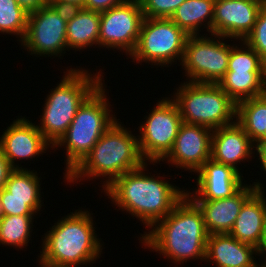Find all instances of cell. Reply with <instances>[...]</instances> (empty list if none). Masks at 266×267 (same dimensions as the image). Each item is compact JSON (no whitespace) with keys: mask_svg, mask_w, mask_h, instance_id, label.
<instances>
[{"mask_svg":"<svg viewBox=\"0 0 266 267\" xmlns=\"http://www.w3.org/2000/svg\"><path fill=\"white\" fill-rule=\"evenodd\" d=\"M146 165L148 166L147 162L122 174L107 186L104 192L119 210H126L135 216L150 231V228L173 210L187 192L162 180L161 176H149L144 172L147 169Z\"/></svg>","mask_w":266,"mask_h":267,"instance_id":"1","label":"cell"},{"mask_svg":"<svg viewBox=\"0 0 266 267\" xmlns=\"http://www.w3.org/2000/svg\"><path fill=\"white\" fill-rule=\"evenodd\" d=\"M154 226L140 238L145 247L176 264L205 260L209 233L201 209L188 195Z\"/></svg>","mask_w":266,"mask_h":267,"instance_id":"2","label":"cell"},{"mask_svg":"<svg viewBox=\"0 0 266 267\" xmlns=\"http://www.w3.org/2000/svg\"><path fill=\"white\" fill-rule=\"evenodd\" d=\"M76 210L58 220L42 237L39 263L49 267H79L95 263L102 252L89 211Z\"/></svg>","mask_w":266,"mask_h":267,"instance_id":"3","label":"cell"},{"mask_svg":"<svg viewBox=\"0 0 266 267\" xmlns=\"http://www.w3.org/2000/svg\"><path fill=\"white\" fill-rule=\"evenodd\" d=\"M138 135L114 122L101 136L86 157L67 175V183H77L83 178H108L103 181L102 190L116 178L145 164L140 153ZM83 177V178H82ZM105 182V183H104Z\"/></svg>","mask_w":266,"mask_h":267,"instance_id":"4","label":"cell"},{"mask_svg":"<svg viewBox=\"0 0 266 267\" xmlns=\"http://www.w3.org/2000/svg\"><path fill=\"white\" fill-rule=\"evenodd\" d=\"M88 72L83 68L67 70L45 99L41 123L37 127L52 146L66 133L82 103L104 81L100 71L95 75Z\"/></svg>","mask_w":266,"mask_h":267,"instance_id":"5","label":"cell"},{"mask_svg":"<svg viewBox=\"0 0 266 267\" xmlns=\"http://www.w3.org/2000/svg\"><path fill=\"white\" fill-rule=\"evenodd\" d=\"M103 84L82 103L66 133L53 146L66 148L65 176L86 157L107 129L117 121L116 116L110 114L112 109H109Z\"/></svg>","mask_w":266,"mask_h":267,"instance_id":"6","label":"cell"},{"mask_svg":"<svg viewBox=\"0 0 266 267\" xmlns=\"http://www.w3.org/2000/svg\"><path fill=\"white\" fill-rule=\"evenodd\" d=\"M172 100L185 123L215 130L236 121V103L218 84L186 81Z\"/></svg>","mask_w":266,"mask_h":267,"instance_id":"7","label":"cell"},{"mask_svg":"<svg viewBox=\"0 0 266 267\" xmlns=\"http://www.w3.org/2000/svg\"><path fill=\"white\" fill-rule=\"evenodd\" d=\"M188 36L170 18L144 17L137 46L130 55L132 62L135 59L137 63L166 67L177 59L182 61Z\"/></svg>","mask_w":266,"mask_h":267,"instance_id":"8","label":"cell"},{"mask_svg":"<svg viewBox=\"0 0 266 267\" xmlns=\"http://www.w3.org/2000/svg\"><path fill=\"white\" fill-rule=\"evenodd\" d=\"M207 35H189L186 40L180 65L189 82L218 84L227 72L233 46L225 43L223 36L211 35L215 39Z\"/></svg>","mask_w":266,"mask_h":267,"instance_id":"9","label":"cell"},{"mask_svg":"<svg viewBox=\"0 0 266 267\" xmlns=\"http://www.w3.org/2000/svg\"><path fill=\"white\" fill-rule=\"evenodd\" d=\"M139 127L138 144L143 159L160 163L172 150L182 124L179 108L170 98H163Z\"/></svg>","mask_w":266,"mask_h":267,"instance_id":"10","label":"cell"},{"mask_svg":"<svg viewBox=\"0 0 266 267\" xmlns=\"http://www.w3.org/2000/svg\"><path fill=\"white\" fill-rule=\"evenodd\" d=\"M68 9L50 3L30 12L27 31L21 45L32 55L48 57L66 53ZM64 51V52H63Z\"/></svg>","mask_w":266,"mask_h":267,"instance_id":"11","label":"cell"},{"mask_svg":"<svg viewBox=\"0 0 266 267\" xmlns=\"http://www.w3.org/2000/svg\"><path fill=\"white\" fill-rule=\"evenodd\" d=\"M143 12L139 0H125L109 10L100 12L98 47L116 48L131 55L138 43Z\"/></svg>","mask_w":266,"mask_h":267,"instance_id":"12","label":"cell"},{"mask_svg":"<svg viewBox=\"0 0 266 267\" xmlns=\"http://www.w3.org/2000/svg\"><path fill=\"white\" fill-rule=\"evenodd\" d=\"M265 3V0H215L212 35L243 41Z\"/></svg>","mask_w":266,"mask_h":267,"instance_id":"13","label":"cell"},{"mask_svg":"<svg viewBox=\"0 0 266 267\" xmlns=\"http://www.w3.org/2000/svg\"><path fill=\"white\" fill-rule=\"evenodd\" d=\"M212 132L208 127L182 122L172 150L162 161L197 172L211 158Z\"/></svg>","mask_w":266,"mask_h":267,"instance_id":"14","label":"cell"},{"mask_svg":"<svg viewBox=\"0 0 266 267\" xmlns=\"http://www.w3.org/2000/svg\"><path fill=\"white\" fill-rule=\"evenodd\" d=\"M53 146L44 138L37 125L25 117L17 118L3 131L0 149L14 169H22L15 163L17 159H32ZM45 151V152H44Z\"/></svg>","mask_w":266,"mask_h":267,"instance_id":"15","label":"cell"},{"mask_svg":"<svg viewBox=\"0 0 266 267\" xmlns=\"http://www.w3.org/2000/svg\"><path fill=\"white\" fill-rule=\"evenodd\" d=\"M197 188L194 193L187 192L193 201H212L229 198L244 185L243 175L233 167L218 163L211 158L196 172ZM194 195V196H193Z\"/></svg>","mask_w":266,"mask_h":267,"instance_id":"16","label":"cell"},{"mask_svg":"<svg viewBox=\"0 0 266 267\" xmlns=\"http://www.w3.org/2000/svg\"><path fill=\"white\" fill-rule=\"evenodd\" d=\"M255 148V143L236 121L212 132L211 159L233 167L240 174L237 163L252 158Z\"/></svg>","mask_w":266,"mask_h":267,"instance_id":"17","label":"cell"},{"mask_svg":"<svg viewBox=\"0 0 266 267\" xmlns=\"http://www.w3.org/2000/svg\"><path fill=\"white\" fill-rule=\"evenodd\" d=\"M256 190L254 184H244L236 194L229 198L194 201L203 213L209 235L230 233L242 205Z\"/></svg>","mask_w":266,"mask_h":267,"instance_id":"18","label":"cell"},{"mask_svg":"<svg viewBox=\"0 0 266 267\" xmlns=\"http://www.w3.org/2000/svg\"><path fill=\"white\" fill-rule=\"evenodd\" d=\"M257 253V248L240 242L229 233L211 234L206 243L205 261L216 263L218 267H262L266 261L257 264L253 256Z\"/></svg>","mask_w":266,"mask_h":267,"instance_id":"19","label":"cell"},{"mask_svg":"<svg viewBox=\"0 0 266 267\" xmlns=\"http://www.w3.org/2000/svg\"><path fill=\"white\" fill-rule=\"evenodd\" d=\"M253 184L257 190L242 205L229 234L240 242L254 246L259 254V241L266 213V197L262 183L258 181Z\"/></svg>","mask_w":266,"mask_h":267,"instance_id":"20","label":"cell"},{"mask_svg":"<svg viewBox=\"0 0 266 267\" xmlns=\"http://www.w3.org/2000/svg\"><path fill=\"white\" fill-rule=\"evenodd\" d=\"M100 34V12L84 8L68 9L66 25L67 50L77 51L97 45Z\"/></svg>","mask_w":266,"mask_h":267,"instance_id":"21","label":"cell"},{"mask_svg":"<svg viewBox=\"0 0 266 267\" xmlns=\"http://www.w3.org/2000/svg\"><path fill=\"white\" fill-rule=\"evenodd\" d=\"M218 85L237 104L266 93V71H227Z\"/></svg>","mask_w":266,"mask_h":267,"instance_id":"22","label":"cell"},{"mask_svg":"<svg viewBox=\"0 0 266 267\" xmlns=\"http://www.w3.org/2000/svg\"><path fill=\"white\" fill-rule=\"evenodd\" d=\"M214 5L215 0H185L170 19L188 35H199L202 25L212 35Z\"/></svg>","mask_w":266,"mask_h":267,"instance_id":"23","label":"cell"},{"mask_svg":"<svg viewBox=\"0 0 266 267\" xmlns=\"http://www.w3.org/2000/svg\"><path fill=\"white\" fill-rule=\"evenodd\" d=\"M236 122L256 146L265 144L266 93L236 104Z\"/></svg>","mask_w":266,"mask_h":267,"instance_id":"24","label":"cell"},{"mask_svg":"<svg viewBox=\"0 0 266 267\" xmlns=\"http://www.w3.org/2000/svg\"><path fill=\"white\" fill-rule=\"evenodd\" d=\"M39 183L40 177L37 171L33 172L26 168L14 169L5 187L0 190V198L29 199V207L38 213L43 206Z\"/></svg>","mask_w":266,"mask_h":267,"instance_id":"25","label":"cell"},{"mask_svg":"<svg viewBox=\"0 0 266 267\" xmlns=\"http://www.w3.org/2000/svg\"><path fill=\"white\" fill-rule=\"evenodd\" d=\"M32 219L34 216H3L0 219V244L21 249L27 246L33 228Z\"/></svg>","mask_w":266,"mask_h":267,"instance_id":"26","label":"cell"},{"mask_svg":"<svg viewBox=\"0 0 266 267\" xmlns=\"http://www.w3.org/2000/svg\"><path fill=\"white\" fill-rule=\"evenodd\" d=\"M29 13L16 0H0V33L17 35L21 41L27 31Z\"/></svg>","mask_w":266,"mask_h":267,"instance_id":"27","label":"cell"},{"mask_svg":"<svg viewBox=\"0 0 266 267\" xmlns=\"http://www.w3.org/2000/svg\"><path fill=\"white\" fill-rule=\"evenodd\" d=\"M241 42L244 48L235 44L230 50L227 71H266V62L245 42Z\"/></svg>","mask_w":266,"mask_h":267,"instance_id":"28","label":"cell"},{"mask_svg":"<svg viewBox=\"0 0 266 267\" xmlns=\"http://www.w3.org/2000/svg\"><path fill=\"white\" fill-rule=\"evenodd\" d=\"M266 62V3L260 9L252 31L243 40Z\"/></svg>","mask_w":266,"mask_h":267,"instance_id":"29","label":"cell"},{"mask_svg":"<svg viewBox=\"0 0 266 267\" xmlns=\"http://www.w3.org/2000/svg\"><path fill=\"white\" fill-rule=\"evenodd\" d=\"M185 0H139L145 18H170Z\"/></svg>","mask_w":266,"mask_h":267,"instance_id":"30","label":"cell"},{"mask_svg":"<svg viewBox=\"0 0 266 267\" xmlns=\"http://www.w3.org/2000/svg\"><path fill=\"white\" fill-rule=\"evenodd\" d=\"M0 202L2 204V211L4 216L36 215V213L29 207V199L0 198Z\"/></svg>","mask_w":266,"mask_h":267,"instance_id":"31","label":"cell"},{"mask_svg":"<svg viewBox=\"0 0 266 267\" xmlns=\"http://www.w3.org/2000/svg\"><path fill=\"white\" fill-rule=\"evenodd\" d=\"M124 1L125 0H85L83 8L91 11L103 12L120 5Z\"/></svg>","mask_w":266,"mask_h":267,"instance_id":"32","label":"cell"},{"mask_svg":"<svg viewBox=\"0 0 266 267\" xmlns=\"http://www.w3.org/2000/svg\"><path fill=\"white\" fill-rule=\"evenodd\" d=\"M14 170L4 153L0 149V190L5 187L9 175Z\"/></svg>","mask_w":266,"mask_h":267,"instance_id":"33","label":"cell"},{"mask_svg":"<svg viewBox=\"0 0 266 267\" xmlns=\"http://www.w3.org/2000/svg\"><path fill=\"white\" fill-rule=\"evenodd\" d=\"M19 6L28 13L38 10L40 7L49 3V0H16Z\"/></svg>","mask_w":266,"mask_h":267,"instance_id":"34","label":"cell"},{"mask_svg":"<svg viewBox=\"0 0 266 267\" xmlns=\"http://www.w3.org/2000/svg\"><path fill=\"white\" fill-rule=\"evenodd\" d=\"M49 3L57 7L74 9L83 8L85 0H49Z\"/></svg>","mask_w":266,"mask_h":267,"instance_id":"35","label":"cell"},{"mask_svg":"<svg viewBox=\"0 0 266 267\" xmlns=\"http://www.w3.org/2000/svg\"><path fill=\"white\" fill-rule=\"evenodd\" d=\"M266 254V213L264 217L263 227H262V235L259 241V255Z\"/></svg>","mask_w":266,"mask_h":267,"instance_id":"36","label":"cell"},{"mask_svg":"<svg viewBox=\"0 0 266 267\" xmlns=\"http://www.w3.org/2000/svg\"><path fill=\"white\" fill-rule=\"evenodd\" d=\"M255 151H257L258 153L257 155H259L258 160H261L260 161L261 168L263 169L264 172H266V144L256 146Z\"/></svg>","mask_w":266,"mask_h":267,"instance_id":"37","label":"cell"},{"mask_svg":"<svg viewBox=\"0 0 266 267\" xmlns=\"http://www.w3.org/2000/svg\"><path fill=\"white\" fill-rule=\"evenodd\" d=\"M3 216H4V214H3V211H2V204L0 202V219H2Z\"/></svg>","mask_w":266,"mask_h":267,"instance_id":"38","label":"cell"}]
</instances>
